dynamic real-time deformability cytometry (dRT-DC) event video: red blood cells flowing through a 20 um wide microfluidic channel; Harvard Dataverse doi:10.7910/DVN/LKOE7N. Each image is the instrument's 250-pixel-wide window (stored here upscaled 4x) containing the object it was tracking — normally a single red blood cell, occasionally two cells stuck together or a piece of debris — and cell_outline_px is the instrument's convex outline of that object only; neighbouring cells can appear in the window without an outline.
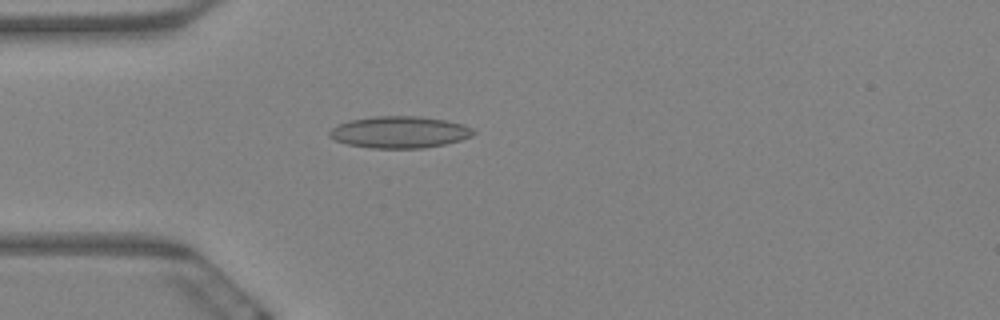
{"species": "Egyptian fruit bat (a non-hibernating species)", "species_latin": "Rousettus aegyptiacus", "temperature_condition": "warm", "stored_images_in_passage": 11, "camera_frame_rate_fps": 3000, "um_per_image_px": 0.085, "animal": {"sex": "female"}, "frame": {"image": 1, "passage_image": 4, "time_ms": 1.0, "image_size_px": [1000, 320], "cell_outline_px": [[476, 132], [472, 136], [460, 140], [444, 144], [424, 148], [372, 148], [348, 144], [336, 140], [328, 136], [328, 132], [332, 128], [348, 120], [376, 116], [420, 116], [444, 120], [464, 124], [472, 128]], "centroid_in_image_um": [33.97, 11.23], "position_along_channel_um": 51.0, "area_um2": 26.59}}
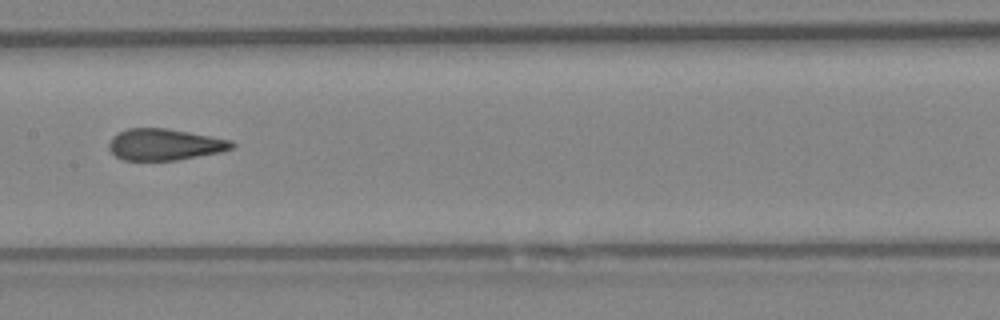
{"frame": {"image": 2, "passage_image": 8, "time_ms": 2.333, "image_size_px": [1000, 320], "cell_outline_px": [[236, 144], [232, 148], [220, 152], [176, 160], [124, 160], [116, 156], [108, 148], [108, 144], [112, 136], [116, 132], [128, 128], [168, 128], [232, 140]], "centroid_in_image_um": [13.97, 12.27], "position_along_channel_um": 193.4, "area_um2": 22.6}}
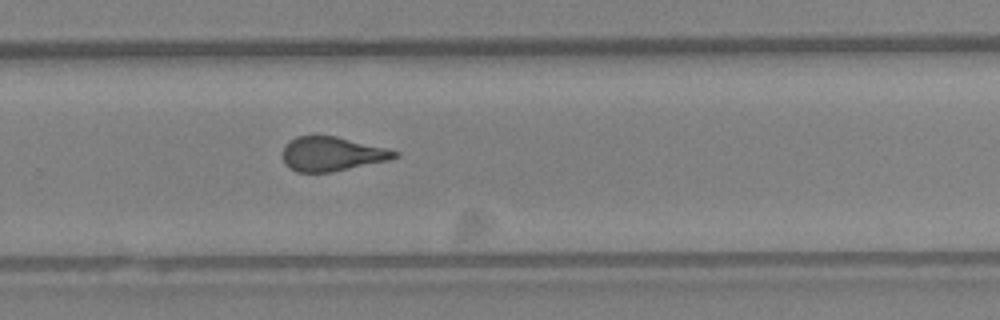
{"frame": {"image": 3, "passage_image": 11, "time_ms": 3.333, "image_size_px": [1000, 320], "cell_outline_px": [[400, 156], [388, 160], [332, 172], [296, 172], [288, 168], [284, 164], [280, 156], [280, 152], [284, 144], [296, 136], [336, 136], [400, 152]], "centroid_in_image_um": [28.12, 13.09], "position_along_channel_um": 301.7, "area_um2": 22.54}}